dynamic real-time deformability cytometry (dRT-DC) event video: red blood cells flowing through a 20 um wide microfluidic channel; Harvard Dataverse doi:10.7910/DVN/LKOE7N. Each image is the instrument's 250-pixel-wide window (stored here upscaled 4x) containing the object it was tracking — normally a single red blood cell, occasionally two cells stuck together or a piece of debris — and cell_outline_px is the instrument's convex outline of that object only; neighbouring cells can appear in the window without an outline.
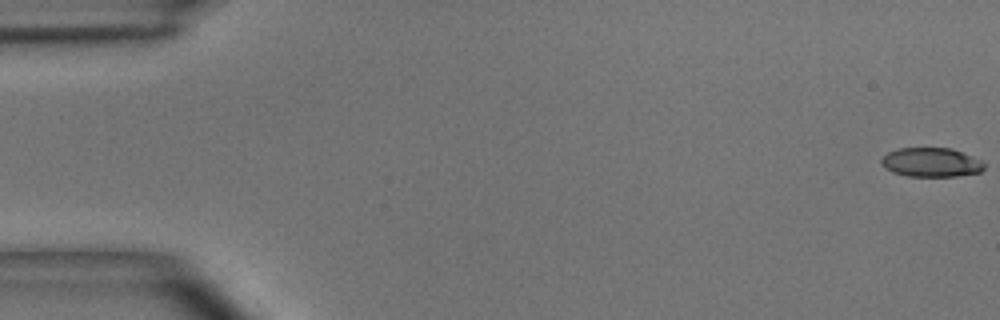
{"species": "common noctule bat (a hibernating species)", "species_latin": "Nyctalus noctula", "temperature_condition": "room temperature", "stored_images_in_passage": 12, "camera_frame_rate_fps": 3000, "um_per_image_px": 0.085, "animal": {"sex": "male", "body_mass_g": 15.6}, "frame": {"image": 1, "passage_image": 1, "time_ms": 0.0, "image_size_px": [1000, 320], "cell_outline_px": [[984, 168], [980, 172], [956, 176], [908, 176], [892, 172], [884, 168], [880, 160], [888, 152], [900, 148], [952, 148], [972, 156], [980, 160], [984, 164]], "centroid_in_image_um": [79.13, 13.8], "position_along_channel_um": 5.9, "area_um2": 17.4}}